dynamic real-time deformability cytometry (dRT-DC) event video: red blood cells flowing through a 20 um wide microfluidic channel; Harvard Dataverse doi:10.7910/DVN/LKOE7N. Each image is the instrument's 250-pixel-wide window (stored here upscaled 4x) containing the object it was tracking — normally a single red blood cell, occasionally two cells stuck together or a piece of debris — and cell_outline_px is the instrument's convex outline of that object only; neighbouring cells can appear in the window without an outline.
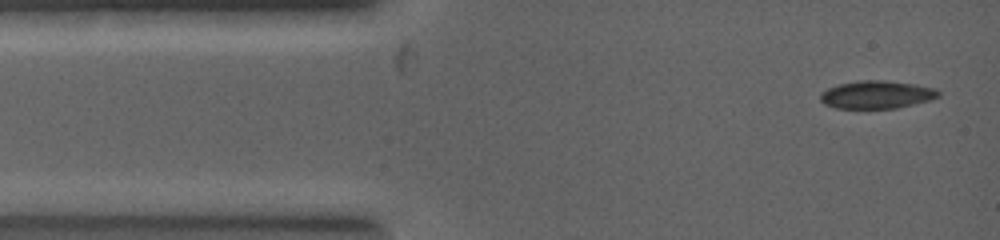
{"species": "common noctule bat (a hibernating species)", "species_latin": "Nyctalus noctula", "temperature_condition": "warm", "stored_images_in_passage": 5, "camera_frame_rate_fps": 5000, "um_per_image_px": 0.085, "animal": {"sex": "female", "body_mass_g": 19.0, "forearm_length_mm": 53.3}, "frame": {"image": 1, "passage_image": 1, "time_ms": 0.0, "image_size_px": [1000, 240], "cell_outline_px": [[940, 96], [928, 100], [896, 108], [836, 108], [824, 104], [820, 100], [820, 92], [828, 88], [840, 84], [864, 80], [884, 80], [916, 84], [932, 88], [940, 92]], "centroid_in_image_um": [74.49, 8.04], "position_along_channel_um": 10.5, "area_um2": 18.96}}
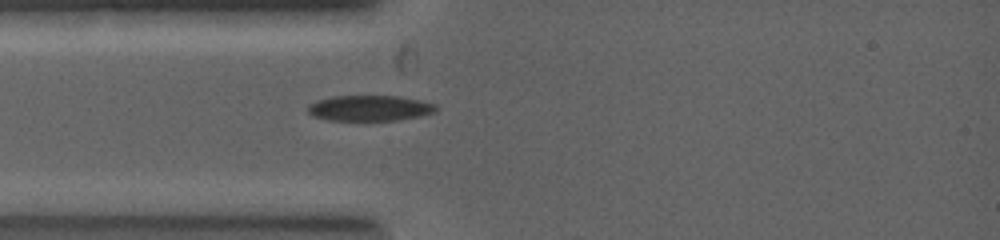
{"frame": {"image": 2, "passage_image": 5, "time_ms": 1.6, "image_size_px": [1000, 240], "cell_outline_px": [[436, 112], [420, 116], [396, 120], [328, 120], [312, 116], [308, 112], [308, 108], [312, 104], [320, 100], [336, 96], [396, 96], [436, 104]], "centroid_in_image_um": [31.44, 9.2], "position_along_channel_um": 53.6, "area_um2": 18.73}}